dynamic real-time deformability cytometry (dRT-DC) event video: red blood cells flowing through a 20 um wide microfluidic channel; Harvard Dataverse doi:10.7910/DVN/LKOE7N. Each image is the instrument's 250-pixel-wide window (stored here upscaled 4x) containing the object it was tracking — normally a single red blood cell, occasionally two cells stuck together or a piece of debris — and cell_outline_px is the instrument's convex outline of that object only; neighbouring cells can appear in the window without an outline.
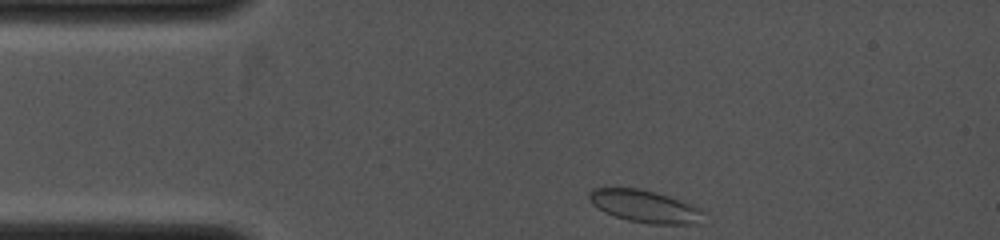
{"species": "common noctule bat (a hibernating species)", "species_latin": "Nyctalus noctula", "temperature_condition": "cold", "stored_images_in_passage": 6, "camera_frame_rate_fps": 4000, "um_per_image_px": 0.085, "animal": {"sex": "female", "body_mass_g": 19.0, "forearm_length_mm": 53.3}, "frame": {"image": 1, "passage_image": 1, "time_ms": 0.0, "image_size_px": [1000, 240], "cell_outline_px": [[704, 212], [700, 224], [652, 224], [628, 220], [604, 212], [592, 204], [588, 200], [588, 192], [592, 188], [636, 188], [656, 192], [692, 204], [700, 208]], "centroid_in_image_um": [54.8, 17.54], "position_along_channel_um": 30.2, "area_um2": 21.62}}
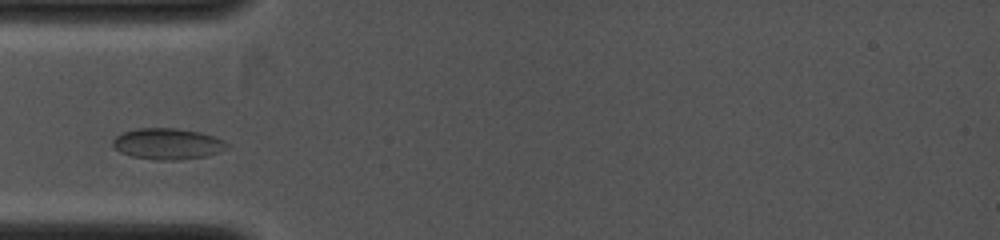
{"frame": {"image": 2, "passage_image": 4, "time_ms": 1.5, "image_size_px": [1000, 240], "cell_outline_px": [[232, 148], [220, 152], [204, 156], [176, 160], [160, 160], [132, 156], [120, 152], [112, 144], [112, 140], [116, 136], [124, 132], [136, 128], [176, 128], [200, 132], [224, 140]], "centroid_in_image_um": [14.28, 12.22], "position_along_channel_um": 70.7, "area_um2": 20.69}}
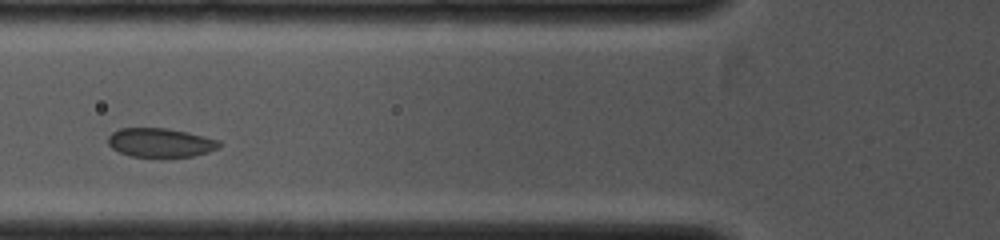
{"frame": {"image": 3, "passage_image": 5, "time_ms": 2.25, "image_size_px": [1000, 240], "cell_outline_px": [[224, 144], [208, 152], [192, 156], [164, 160], [160, 160], [132, 156], [120, 152], [112, 148], [108, 144], [108, 136], [112, 132], [120, 128], [168, 128], [204, 136], [220, 140]], "centroid_in_image_um": [13.65, 12.17], "position_along_channel_um": 112.2, "area_um2": 19.54}}